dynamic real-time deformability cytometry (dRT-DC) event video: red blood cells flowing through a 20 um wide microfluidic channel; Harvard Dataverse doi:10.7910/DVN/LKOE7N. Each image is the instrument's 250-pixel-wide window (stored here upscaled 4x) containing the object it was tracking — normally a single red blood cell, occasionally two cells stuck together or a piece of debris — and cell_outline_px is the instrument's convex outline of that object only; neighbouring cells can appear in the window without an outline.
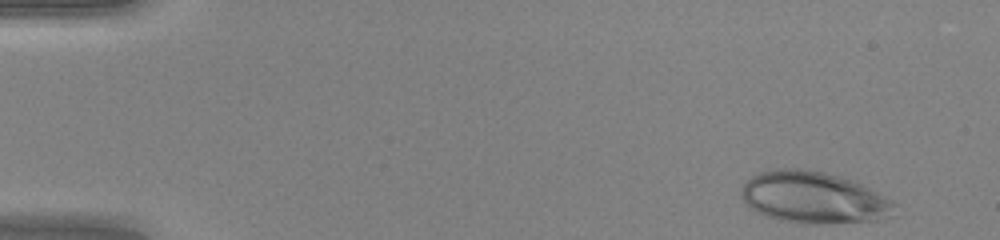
{"species": "human", "species_latin": "Homo sapiens", "temperature_condition": "warm", "stored_images_in_passage": 46, "camera_frame_rate_fps": 3000, "um_per_image_px": 0.085, "donor": {"sex": "female"}, "frame": {"image": 1, "passage_image": 1, "time_ms": 0.0, "image_size_px": [1000, 240], "cell_outline_px": [[896, 216], [876, 220], [816, 224], [804, 224], [780, 220], [768, 216], [752, 208], [740, 196], [740, 192], [744, 184], [752, 176], [760, 172], [776, 168], [800, 168], [824, 172], [840, 176], [852, 180], [892, 200], [896, 204]], "centroid_in_image_um": [69.19, 16.79], "position_along_channel_um": 15.8, "area_um2": 46.12}}
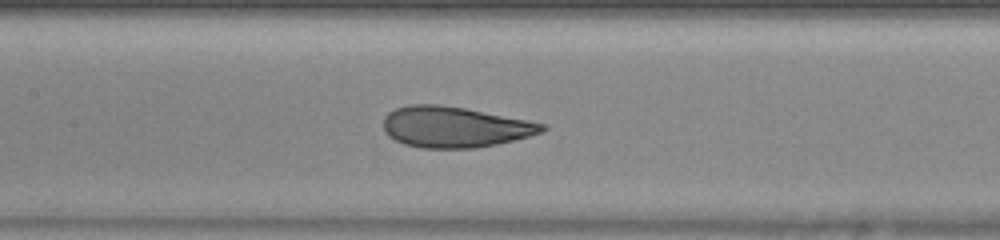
{"frame": {"image": 2, "passage_image": 21, "time_ms": 6.667, "image_size_px": [1000, 240], "cell_outline_px": [[548, 128], [544, 132], [496, 144], [476, 148], [420, 148], [404, 144], [388, 136], [384, 132], [384, 116], [388, 112], [396, 108], [408, 104], [436, 104], [464, 108], [528, 120], [548, 124]], "centroid_in_image_um": [38.64, 10.79], "position_along_channel_um": 168.8, "area_um2": 37.86}}
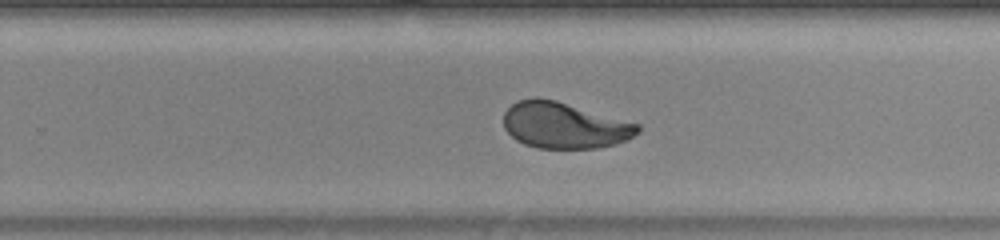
{"frame": {"image": 3, "passage_image": 29, "time_ms": 9.333, "image_size_px": [1000, 240], "cell_outline_px": [[640, 132], [628, 140], [616, 144], [596, 148], [536, 148], [524, 144], [516, 140], [504, 128], [504, 112], [516, 100], [536, 96], [556, 100], [640, 124]], "centroid_in_image_um": [47.97, 10.65], "position_along_channel_um": 281.8, "area_um2": 36.36}, "authors_computed_cell_mechanics": {"area_um2": 37.7434, "velocity_mm_per_s": 4.2508, "shape_relaxation_time_tau1_ms": 6.5575, "shape_relaxation_time_tau2_ms": null, "deformation_change_tau1": 0.2474, "deformation_change_tau2": null}}